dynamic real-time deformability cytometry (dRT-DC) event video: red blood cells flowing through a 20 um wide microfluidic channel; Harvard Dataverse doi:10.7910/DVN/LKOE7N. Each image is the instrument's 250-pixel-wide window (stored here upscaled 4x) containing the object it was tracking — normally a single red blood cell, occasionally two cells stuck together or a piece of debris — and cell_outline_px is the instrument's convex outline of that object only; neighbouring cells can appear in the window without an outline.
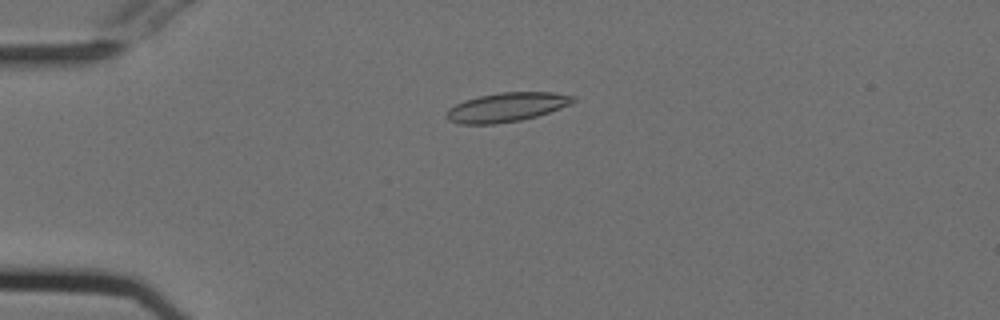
{"species": "Egyptian fruit bat (a non-hibernating species)", "species_latin": "Rousettus aegyptiacus", "temperature_condition": "cold", "stored_images_in_passage": 55, "camera_frame_rate_fps": 3000, "um_per_image_px": 0.085, "animal": {"sex": "female"}, "frame": {"image": 1, "passage_image": 14, "time_ms": 4.333, "image_size_px": [1000, 320], "cell_outline_px": [[576, 100], [560, 108], [536, 116], [520, 120], [496, 124], [460, 124], [448, 120], [444, 116], [444, 112], [448, 108], [464, 100], [480, 96], [500, 92], [552, 92], [576, 96]], "centroid_in_image_um": [43.01, 9.11], "position_along_channel_um": 42.0, "area_um2": 21.5}}
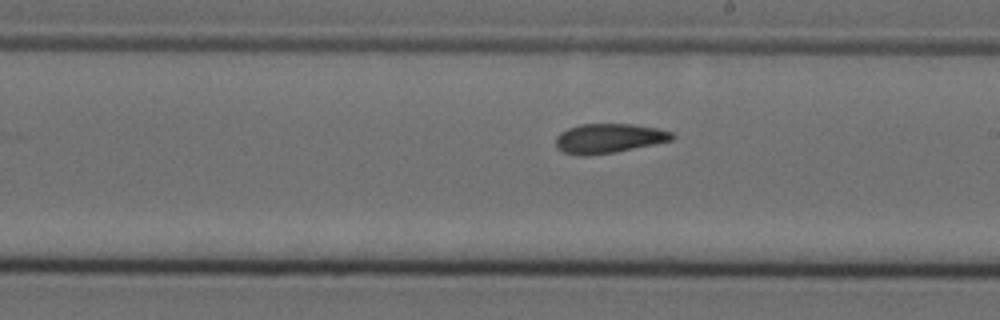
{"frame": {"image": 2, "passage_image": 32, "time_ms": 10.333, "image_size_px": [1000, 320], "cell_outline_px": [[676, 136], [672, 140], [612, 152], [588, 156], [576, 156], [564, 152], [556, 148], [556, 136], [560, 132], [568, 128], [580, 124], [632, 124], [656, 128], [672, 132]], "centroid_in_image_um": [51.69, 11.76], "position_along_channel_um": 237.3, "area_um2": 19.88}}
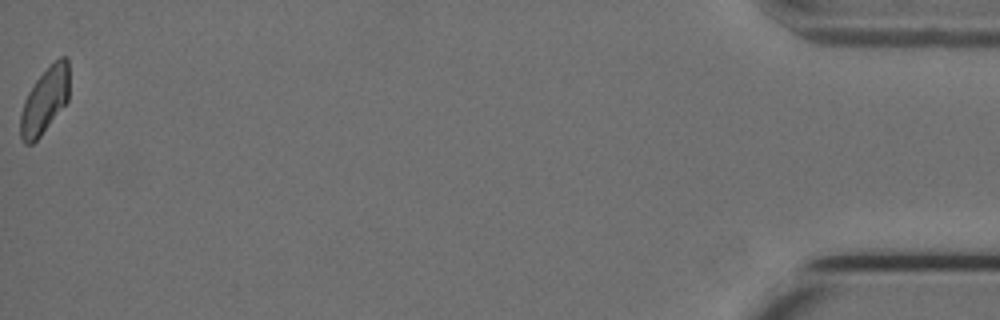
{"frame": {"image": 3, "passage_image": 55, "time_ms": 18.0, "image_size_px": [1000, 320], "cell_outline_px": [[68, 100], [40, 136], [32, 144], [24, 144], [20, 136], [20, 116], [24, 100], [28, 92], [36, 80], [60, 56], [68, 56]], "centroid_in_image_um": [3.79, 8.56], "position_along_channel_um": 431.4, "area_um2": 18.44}, "authors_computed_cell_mechanics": {"area_um2": 20.23, "velocity_mm_per_s": 3.745, "shape_relaxation_time_tau1_ms": 7.1443, "shape_relaxation_time_tau2_ms": 2.6252, "deformation_change_tau1": 0.158, "deformation_change_tau2": 0.0908}}